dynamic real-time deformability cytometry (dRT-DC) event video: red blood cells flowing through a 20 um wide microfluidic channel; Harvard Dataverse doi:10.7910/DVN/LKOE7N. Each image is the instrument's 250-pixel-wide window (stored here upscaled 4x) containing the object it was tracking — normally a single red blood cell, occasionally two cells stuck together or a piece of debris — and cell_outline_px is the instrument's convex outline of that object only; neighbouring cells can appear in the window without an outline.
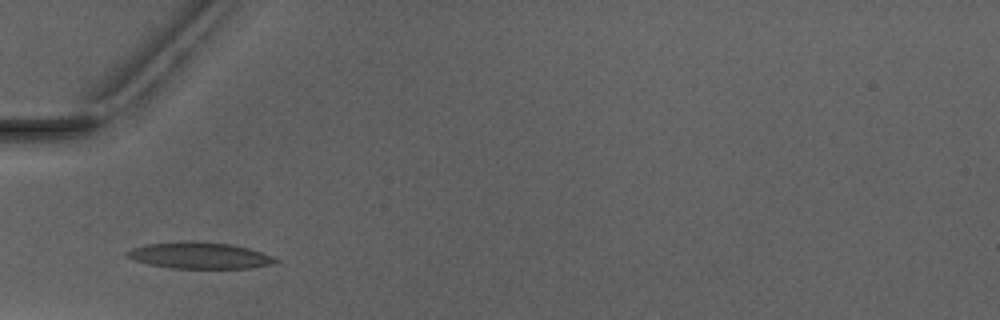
{"species": "Egyptian fruit bat (a non-hibernating species)", "species_latin": "Rousettus aegyptiacus", "temperature_condition": "warm", "stored_images_in_passage": 2, "camera_frame_rate_fps": 3000, "um_per_image_px": 0.085, "animal": {"sex": "male"}, "frame": {"image": 1, "passage_image": 2, "time_ms": 1.333, "image_size_px": [1000, 320], "cell_outline_px": [[280, 260], [272, 264], [252, 268], [172, 268], [148, 264], [136, 260], [128, 256], [124, 252], [132, 248], [144, 244], [180, 240], [192, 240], [232, 244], [248, 248], [272, 256]], "centroid_in_image_um": [16.94, 21.69], "position_along_channel_um": 68.1, "area_um2": 23.06}}